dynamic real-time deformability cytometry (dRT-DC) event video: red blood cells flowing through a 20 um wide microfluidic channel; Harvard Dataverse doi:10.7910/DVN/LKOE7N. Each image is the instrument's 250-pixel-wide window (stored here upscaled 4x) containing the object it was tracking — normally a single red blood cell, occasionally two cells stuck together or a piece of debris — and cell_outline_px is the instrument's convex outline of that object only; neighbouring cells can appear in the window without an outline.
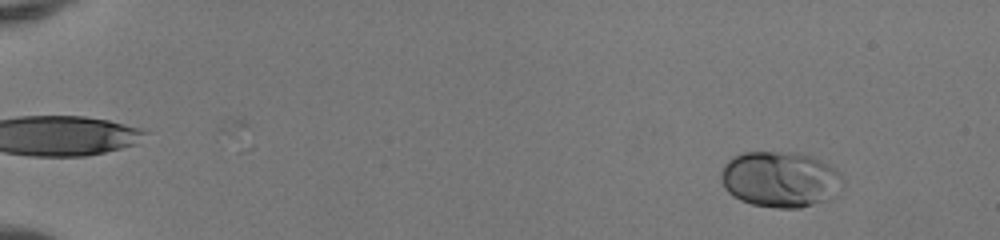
{"species": "human", "species_latin": "Homo sapiens", "temperature_condition": "room temperature", "stored_images_in_passage": 52, "camera_frame_rate_fps": 3000, "um_per_image_px": 0.085, "donor": {"sex": "female"}, "frame": {"image": 1, "passage_image": 6, "time_ms": 1.667, "image_size_px": [1000, 240], "cell_outline_px": [[844, 180], [836, 196], [832, 200], [800, 208], [776, 208], [752, 204], [740, 200], [732, 196], [724, 188], [720, 176], [724, 164], [732, 156], [740, 152], [800, 152], [812, 156], [836, 168]], "centroid_in_image_um": [66.34, 15.24], "position_along_channel_um": 18.7, "area_um2": 40.4}}
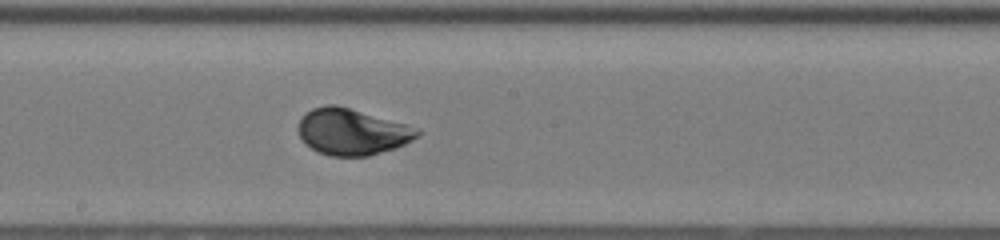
{"frame": {"image": 2, "passage_image": 31, "time_ms": 10.0, "image_size_px": [1000, 240], "cell_outline_px": [[424, 132], [420, 136], [396, 148], [368, 156], [332, 156], [320, 152], [312, 148], [300, 136], [296, 128], [300, 120], [312, 108], [324, 104], [336, 104], [420, 128]], "centroid_in_image_um": [29.97, 11.19], "position_along_channel_um": 218.2, "area_um2": 32.14}}
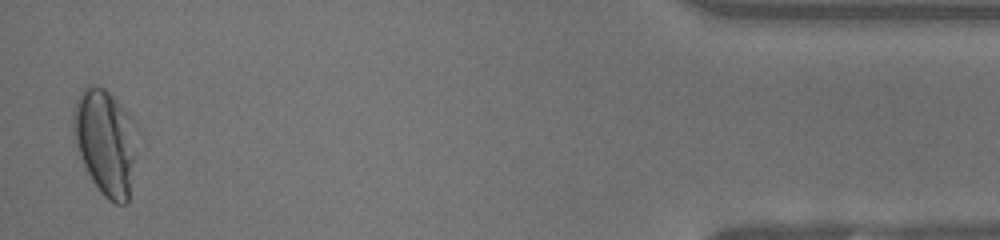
{"frame": {"image": 3, "passage_image": 51, "time_ms": 16.667, "image_size_px": [1000, 240], "cell_outline_px": [[132, 160], [128, 204], [116, 204], [108, 200], [100, 192], [92, 180], [80, 156], [76, 140], [72, 120], [72, 112], [76, 100], [80, 92], [88, 84], [96, 84], [104, 88], [108, 92], [128, 116], [132, 156]], "centroid_in_image_um": [8.84, 12.07], "position_along_channel_um": 426.4, "area_um2": 36.99}, "authors_computed_cell_mechanics": {"area_um2": 32.3969, "velocity_mm_per_s": 4.1347, "shape_relaxation_time_tau1_ms": 2.5734, "shape_relaxation_time_tau2_ms": null, "deformation_change_tau1": 0.135, "deformation_change_tau2": null}}